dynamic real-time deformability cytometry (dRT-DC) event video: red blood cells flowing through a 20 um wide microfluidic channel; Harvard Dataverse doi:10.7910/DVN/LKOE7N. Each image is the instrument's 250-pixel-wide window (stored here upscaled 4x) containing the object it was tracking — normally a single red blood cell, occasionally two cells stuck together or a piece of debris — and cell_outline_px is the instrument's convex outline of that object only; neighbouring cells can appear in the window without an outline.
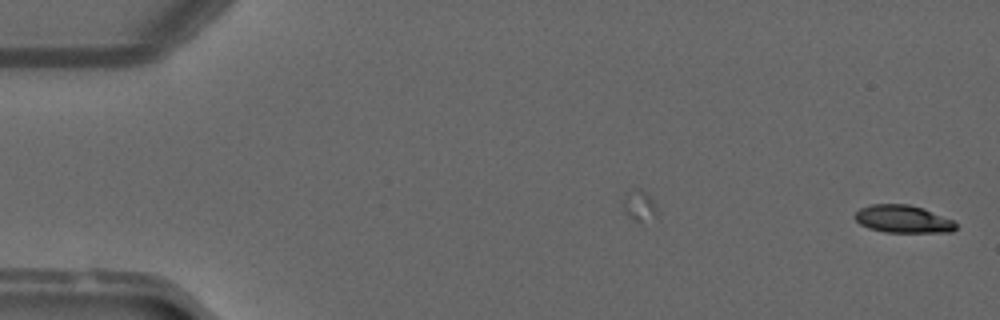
{"species": "common noctule bat (a hibernating species)", "species_latin": "Nyctalus noctula", "temperature_condition": "warm", "stored_images_in_passage": 11, "camera_frame_rate_fps": 3000, "um_per_image_px": 0.085, "animal": {"sex": "male", "forearm_length_mm": 52.5}, "frame": {"image": 1, "passage_image": 1, "time_ms": 0.0, "image_size_px": [1000, 320], "cell_outline_px": [[956, 228], [952, 232], [884, 232], [868, 228], [860, 224], [852, 216], [860, 208], [872, 204], [908, 204], [924, 208], [956, 220]], "centroid_in_image_um": [76.77, 18.61], "position_along_channel_um": 8.2, "area_um2": 16.53}}